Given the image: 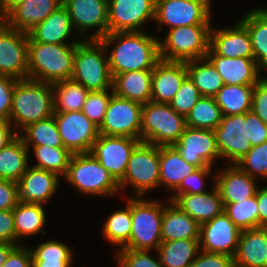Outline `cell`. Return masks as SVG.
<instances>
[{
    "mask_svg": "<svg viewBox=\"0 0 267 267\" xmlns=\"http://www.w3.org/2000/svg\"><path fill=\"white\" fill-rule=\"evenodd\" d=\"M64 178L88 196H111L120 192L118 182L90 152L73 154Z\"/></svg>",
    "mask_w": 267,
    "mask_h": 267,
    "instance_id": "ba28073f",
    "label": "cell"
},
{
    "mask_svg": "<svg viewBox=\"0 0 267 267\" xmlns=\"http://www.w3.org/2000/svg\"><path fill=\"white\" fill-rule=\"evenodd\" d=\"M210 3V0H155L154 20L158 22L157 30H162L161 24L169 26L170 29L211 25Z\"/></svg>",
    "mask_w": 267,
    "mask_h": 267,
    "instance_id": "30bf717a",
    "label": "cell"
},
{
    "mask_svg": "<svg viewBox=\"0 0 267 267\" xmlns=\"http://www.w3.org/2000/svg\"><path fill=\"white\" fill-rule=\"evenodd\" d=\"M200 98L201 94L198 88L194 85L191 79L187 77L169 105L178 114L186 117Z\"/></svg>",
    "mask_w": 267,
    "mask_h": 267,
    "instance_id": "7dc6e473",
    "label": "cell"
},
{
    "mask_svg": "<svg viewBox=\"0 0 267 267\" xmlns=\"http://www.w3.org/2000/svg\"><path fill=\"white\" fill-rule=\"evenodd\" d=\"M252 111L267 124V77H262L254 85Z\"/></svg>",
    "mask_w": 267,
    "mask_h": 267,
    "instance_id": "816d5d0a",
    "label": "cell"
},
{
    "mask_svg": "<svg viewBox=\"0 0 267 267\" xmlns=\"http://www.w3.org/2000/svg\"><path fill=\"white\" fill-rule=\"evenodd\" d=\"M60 176L54 172L28 166L18 183L22 203L43 204L56 194Z\"/></svg>",
    "mask_w": 267,
    "mask_h": 267,
    "instance_id": "ffe728a7",
    "label": "cell"
},
{
    "mask_svg": "<svg viewBox=\"0 0 267 267\" xmlns=\"http://www.w3.org/2000/svg\"><path fill=\"white\" fill-rule=\"evenodd\" d=\"M222 111L214 97L201 96L186 116L187 127L214 130L222 120Z\"/></svg>",
    "mask_w": 267,
    "mask_h": 267,
    "instance_id": "b9f144b4",
    "label": "cell"
},
{
    "mask_svg": "<svg viewBox=\"0 0 267 267\" xmlns=\"http://www.w3.org/2000/svg\"><path fill=\"white\" fill-rule=\"evenodd\" d=\"M30 249L32 267H70L72 265V249L66 244L50 240Z\"/></svg>",
    "mask_w": 267,
    "mask_h": 267,
    "instance_id": "f35d334b",
    "label": "cell"
},
{
    "mask_svg": "<svg viewBox=\"0 0 267 267\" xmlns=\"http://www.w3.org/2000/svg\"><path fill=\"white\" fill-rule=\"evenodd\" d=\"M29 149L17 135L0 151V179L18 182L26 172Z\"/></svg>",
    "mask_w": 267,
    "mask_h": 267,
    "instance_id": "1f68e13d",
    "label": "cell"
},
{
    "mask_svg": "<svg viewBox=\"0 0 267 267\" xmlns=\"http://www.w3.org/2000/svg\"><path fill=\"white\" fill-rule=\"evenodd\" d=\"M164 205L162 216V242L199 240L200 225L172 201Z\"/></svg>",
    "mask_w": 267,
    "mask_h": 267,
    "instance_id": "83f0119b",
    "label": "cell"
},
{
    "mask_svg": "<svg viewBox=\"0 0 267 267\" xmlns=\"http://www.w3.org/2000/svg\"><path fill=\"white\" fill-rule=\"evenodd\" d=\"M89 92L82 112L98 127L102 124L113 90Z\"/></svg>",
    "mask_w": 267,
    "mask_h": 267,
    "instance_id": "bcb514c9",
    "label": "cell"
},
{
    "mask_svg": "<svg viewBox=\"0 0 267 267\" xmlns=\"http://www.w3.org/2000/svg\"><path fill=\"white\" fill-rule=\"evenodd\" d=\"M54 115L52 84L32 79L17 80L10 111L9 122L20 130L29 124L47 119ZM15 124V125H14Z\"/></svg>",
    "mask_w": 267,
    "mask_h": 267,
    "instance_id": "3957f363",
    "label": "cell"
},
{
    "mask_svg": "<svg viewBox=\"0 0 267 267\" xmlns=\"http://www.w3.org/2000/svg\"><path fill=\"white\" fill-rule=\"evenodd\" d=\"M187 77L185 62L160 60L152 70L150 101L169 104Z\"/></svg>",
    "mask_w": 267,
    "mask_h": 267,
    "instance_id": "603a6c76",
    "label": "cell"
},
{
    "mask_svg": "<svg viewBox=\"0 0 267 267\" xmlns=\"http://www.w3.org/2000/svg\"><path fill=\"white\" fill-rule=\"evenodd\" d=\"M185 63L187 75L198 88L201 96L214 97L225 85L222 76L207 58Z\"/></svg>",
    "mask_w": 267,
    "mask_h": 267,
    "instance_id": "e575fe53",
    "label": "cell"
},
{
    "mask_svg": "<svg viewBox=\"0 0 267 267\" xmlns=\"http://www.w3.org/2000/svg\"><path fill=\"white\" fill-rule=\"evenodd\" d=\"M164 205L158 201L131 198L132 229L129 242L121 249L157 251L162 243L161 228Z\"/></svg>",
    "mask_w": 267,
    "mask_h": 267,
    "instance_id": "52a82bcc",
    "label": "cell"
},
{
    "mask_svg": "<svg viewBox=\"0 0 267 267\" xmlns=\"http://www.w3.org/2000/svg\"><path fill=\"white\" fill-rule=\"evenodd\" d=\"M213 176L223 204L242 202L255 196L258 189L256 180L235 164L224 167Z\"/></svg>",
    "mask_w": 267,
    "mask_h": 267,
    "instance_id": "7402d4cb",
    "label": "cell"
},
{
    "mask_svg": "<svg viewBox=\"0 0 267 267\" xmlns=\"http://www.w3.org/2000/svg\"><path fill=\"white\" fill-rule=\"evenodd\" d=\"M254 85H224L214 96L223 115L243 114L252 110Z\"/></svg>",
    "mask_w": 267,
    "mask_h": 267,
    "instance_id": "d590c367",
    "label": "cell"
},
{
    "mask_svg": "<svg viewBox=\"0 0 267 267\" xmlns=\"http://www.w3.org/2000/svg\"><path fill=\"white\" fill-rule=\"evenodd\" d=\"M28 33L0 21V75L28 79Z\"/></svg>",
    "mask_w": 267,
    "mask_h": 267,
    "instance_id": "5bb4252c",
    "label": "cell"
},
{
    "mask_svg": "<svg viewBox=\"0 0 267 267\" xmlns=\"http://www.w3.org/2000/svg\"><path fill=\"white\" fill-rule=\"evenodd\" d=\"M18 202V183L0 179V211L13 210Z\"/></svg>",
    "mask_w": 267,
    "mask_h": 267,
    "instance_id": "db71d44e",
    "label": "cell"
},
{
    "mask_svg": "<svg viewBox=\"0 0 267 267\" xmlns=\"http://www.w3.org/2000/svg\"><path fill=\"white\" fill-rule=\"evenodd\" d=\"M214 186L211 192L172 195L169 199L201 225L224 211V205L219 190L215 184Z\"/></svg>",
    "mask_w": 267,
    "mask_h": 267,
    "instance_id": "d4e9b609",
    "label": "cell"
},
{
    "mask_svg": "<svg viewBox=\"0 0 267 267\" xmlns=\"http://www.w3.org/2000/svg\"><path fill=\"white\" fill-rule=\"evenodd\" d=\"M206 58L222 76L225 85H255L262 78L254 59L226 58L217 55L210 47Z\"/></svg>",
    "mask_w": 267,
    "mask_h": 267,
    "instance_id": "cb8c5ba5",
    "label": "cell"
},
{
    "mask_svg": "<svg viewBox=\"0 0 267 267\" xmlns=\"http://www.w3.org/2000/svg\"><path fill=\"white\" fill-rule=\"evenodd\" d=\"M17 79L0 75V119L9 121L12 96Z\"/></svg>",
    "mask_w": 267,
    "mask_h": 267,
    "instance_id": "f907efd6",
    "label": "cell"
},
{
    "mask_svg": "<svg viewBox=\"0 0 267 267\" xmlns=\"http://www.w3.org/2000/svg\"><path fill=\"white\" fill-rule=\"evenodd\" d=\"M216 147L221 158L238 163L252 148L249 138V112L223 115L214 129Z\"/></svg>",
    "mask_w": 267,
    "mask_h": 267,
    "instance_id": "8fae6325",
    "label": "cell"
},
{
    "mask_svg": "<svg viewBox=\"0 0 267 267\" xmlns=\"http://www.w3.org/2000/svg\"><path fill=\"white\" fill-rule=\"evenodd\" d=\"M73 30L68 11L62 5L28 32V41L45 44H69L66 41Z\"/></svg>",
    "mask_w": 267,
    "mask_h": 267,
    "instance_id": "f1b7e54d",
    "label": "cell"
},
{
    "mask_svg": "<svg viewBox=\"0 0 267 267\" xmlns=\"http://www.w3.org/2000/svg\"><path fill=\"white\" fill-rule=\"evenodd\" d=\"M33 148L34 155L38 161L32 167L47 170L64 177L67 173L72 153L65 147H52L47 145L26 146Z\"/></svg>",
    "mask_w": 267,
    "mask_h": 267,
    "instance_id": "60d3db41",
    "label": "cell"
},
{
    "mask_svg": "<svg viewBox=\"0 0 267 267\" xmlns=\"http://www.w3.org/2000/svg\"><path fill=\"white\" fill-rule=\"evenodd\" d=\"M155 18V0H108V33L142 31Z\"/></svg>",
    "mask_w": 267,
    "mask_h": 267,
    "instance_id": "9a60e30c",
    "label": "cell"
},
{
    "mask_svg": "<svg viewBox=\"0 0 267 267\" xmlns=\"http://www.w3.org/2000/svg\"><path fill=\"white\" fill-rule=\"evenodd\" d=\"M224 212L240 231L259 227V207L255 196L234 204H223Z\"/></svg>",
    "mask_w": 267,
    "mask_h": 267,
    "instance_id": "ee69618b",
    "label": "cell"
},
{
    "mask_svg": "<svg viewBox=\"0 0 267 267\" xmlns=\"http://www.w3.org/2000/svg\"><path fill=\"white\" fill-rule=\"evenodd\" d=\"M209 47L226 58L254 59L250 33L240 21L232 28L215 30L211 27Z\"/></svg>",
    "mask_w": 267,
    "mask_h": 267,
    "instance_id": "44dd1931",
    "label": "cell"
},
{
    "mask_svg": "<svg viewBox=\"0 0 267 267\" xmlns=\"http://www.w3.org/2000/svg\"><path fill=\"white\" fill-rule=\"evenodd\" d=\"M249 138L252 147L267 141V124L252 110L249 111Z\"/></svg>",
    "mask_w": 267,
    "mask_h": 267,
    "instance_id": "11a10c76",
    "label": "cell"
},
{
    "mask_svg": "<svg viewBox=\"0 0 267 267\" xmlns=\"http://www.w3.org/2000/svg\"><path fill=\"white\" fill-rule=\"evenodd\" d=\"M211 25L180 26L168 30L159 40L160 59L170 62H189L206 58L210 43Z\"/></svg>",
    "mask_w": 267,
    "mask_h": 267,
    "instance_id": "8992f818",
    "label": "cell"
},
{
    "mask_svg": "<svg viewBox=\"0 0 267 267\" xmlns=\"http://www.w3.org/2000/svg\"><path fill=\"white\" fill-rule=\"evenodd\" d=\"M62 5L63 0H25L3 21L10 28L28 33Z\"/></svg>",
    "mask_w": 267,
    "mask_h": 267,
    "instance_id": "4316f807",
    "label": "cell"
},
{
    "mask_svg": "<svg viewBox=\"0 0 267 267\" xmlns=\"http://www.w3.org/2000/svg\"><path fill=\"white\" fill-rule=\"evenodd\" d=\"M159 166L160 186L169 192L174 191L185 177L198 169L187 163L173 145L159 146Z\"/></svg>",
    "mask_w": 267,
    "mask_h": 267,
    "instance_id": "4dcf8cb0",
    "label": "cell"
},
{
    "mask_svg": "<svg viewBox=\"0 0 267 267\" xmlns=\"http://www.w3.org/2000/svg\"><path fill=\"white\" fill-rule=\"evenodd\" d=\"M101 41L107 50L115 45L108 55L112 78L128 71L153 70L161 60L159 39L144 31L108 33Z\"/></svg>",
    "mask_w": 267,
    "mask_h": 267,
    "instance_id": "6da1fadb",
    "label": "cell"
},
{
    "mask_svg": "<svg viewBox=\"0 0 267 267\" xmlns=\"http://www.w3.org/2000/svg\"><path fill=\"white\" fill-rule=\"evenodd\" d=\"M12 213L14 216L16 245H20L18 240L24 237L35 236L39 232L46 233L42 230L47 221L43 204L22 203L19 201Z\"/></svg>",
    "mask_w": 267,
    "mask_h": 267,
    "instance_id": "836d02e7",
    "label": "cell"
},
{
    "mask_svg": "<svg viewBox=\"0 0 267 267\" xmlns=\"http://www.w3.org/2000/svg\"><path fill=\"white\" fill-rule=\"evenodd\" d=\"M16 244L10 242H0V267L4 264L10 252L16 247Z\"/></svg>",
    "mask_w": 267,
    "mask_h": 267,
    "instance_id": "6125c7cd",
    "label": "cell"
},
{
    "mask_svg": "<svg viewBox=\"0 0 267 267\" xmlns=\"http://www.w3.org/2000/svg\"><path fill=\"white\" fill-rule=\"evenodd\" d=\"M140 142L136 138L100 134L90 153L119 182L125 175L131 153Z\"/></svg>",
    "mask_w": 267,
    "mask_h": 267,
    "instance_id": "2e32d148",
    "label": "cell"
},
{
    "mask_svg": "<svg viewBox=\"0 0 267 267\" xmlns=\"http://www.w3.org/2000/svg\"><path fill=\"white\" fill-rule=\"evenodd\" d=\"M106 51L101 40L82 39L77 43L71 80L89 92L112 90L113 78Z\"/></svg>",
    "mask_w": 267,
    "mask_h": 267,
    "instance_id": "277c9868",
    "label": "cell"
},
{
    "mask_svg": "<svg viewBox=\"0 0 267 267\" xmlns=\"http://www.w3.org/2000/svg\"><path fill=\"white\" fill-rule=\"evenodd\" d=\"M2 267H32V253L30 248L17 245L10 252Z\"/></svg>",
    "mask_w": 267,
    "mask_h": 267,
    "instance_id": "9f6ffc18",
    "label": "cell"
},
{
    "mask_svg": "<svg viewBox=\"0 0 267 267\" xmlns=\"http://www.w3.org/2000/svg\"><path fill=\"white\" fill-rule=\"evenodd\" d=\"M64 147L72 154L91 152L99 137V127L82 111L54 113Z\"/></svg>",
    "mask_w": 267,
    "mask_h": 267,
    "instance_id": "4fadbf2b",
    "label": "cell"
},
{
    "mask_svg": "<svg viewBox=\"0 0 267 267\" xmlns=\"http://www.w3.org/2000/svg\"><path fill=\"white\" fill-rule=\"evenodd\" d=\"M115 252L120 267H163L159 256L153 258L149 250L117 249Z\"/></svg>",
    "mask_w": 267,
    "mask_h": 267,
    "instance_id": "c3c4849f",
    "label": "cell"
},
{
    "mask_svg": "<svg viewBox=\"0 0 267 267\" xmlns=\"http://www.w3.org/2000/svg\"><path fill=\"white\" fill-rule=\"evenodd\" d=\"M233 259L238 267H267V227L241 231Z\"/></svg>",
    "mask_w": 267,
    "mask_h": 267,
    "instance_id": "484cf974",
    "label": "cell"
},
{
    "mask_svg": "<svg viewBox=\"0 0 267 267\" xmlns=\"http://www.w3.org/2000/svg\"><path fill=\"white\" fill-rule=\"evenodd\" d=\"M143 104L119 97L113 93L99 134L131 137L141 140V117Z\"/></svg>",
    "mask_w": 267,
    "mask_h": 267,
    "instance_id": "7c38bea8",
    "label": "cell"
},
{
    "mask_svg": "<svg viewBox=\"0 0 267 267\" xmlns=\"http://www.w3.org/2000/svg\"><path fill=\"white\" fill-rule=\"evenodd\" d=\"M120 191L128 184L137 193L135 197L143 195L160 187L159 146L140 142L131 153L125 175L118 182Z\"/></svg>",
    "mask_w": 267,
    "mask_h": 267,
    "instance_id": "9c48e42d",
    "label": "cell"
},
{
    "mask_svg": "<svg viewBox=\"0 0 267 267\" xmlns=\"http://www.w3.org/2000/svg\"><path fill=\"white\" fill-rule=\"evenodd\" d=\"M186 117L169 104L149 101L142 106L141 141L156 146H172L179 141Z\"/></svg>",
    "mask_w": 267,
    "mask_h": 267,
    "instance_id": "5b68a950",
    "label": "cell"
},
{
    "mask_svg": "<svg viewBox=\"0 0 267 267\" xmlns=\"http://www.w3.org/2000/svg\"><path fill=\"white\" fill-rule=\"evenodd\" d=\"M76 39L70 44L28 42V79L54 84L71 79Z\"/></svg>",
    "mask_w": 267,
    "mask_h": 267,
    "instance_id": "7a4b0ae2",
    "label": "cell"
},
{
    "mask_svg": "<svg viewBox=\"0 0 267 267\" xmlns=\"http://www.w3.org/2000/svg\"><path fill=\"white\" fill-rule=\"evenodd\" d=\"M103 235L109 242L123 248L131 235V199L127 200L126 209L114 211L103 225Z\"/></svg>",
    "mask_w": 267,
    "mask_h": 267,
    "instance_id": "7bdbcfd3",
    "label": "cell"
},
{
    "mask_svg": "<svg viewBox=\"0 0 267 267\" xmlns=\"http://www.w3.org/2000/svg\"><path fill=\"white\" fill-rule=\"evenodd\" d=\"M251 37L254 60L260 70H267V9H252L239 20Z\"/></svg>",
    "mask_w": 267,
    "mask_h": 267,
    "instance_id": "d6a6232c",
    "label": "cell"
},
{
    "mask_svg": "<svg viewBox=\"0 0 267 267\" xmlns=\"http://www.w3.org/2000/svg\"><path fill=\"white\" fill-rule=\"evenodd\" d=\"M22 131L18 135L23 139L26 146L64 147L54 116L29 124Z\"/></svg>",
    "mask_w": 267,
    "mask_h": 267,
    "instance_id": "ab89813d",
    "label": "cell"
},
{
    "mask_svg": "<svg viewBox=\"0 0 267 267\" xmlns=\"http://www.w3.org/2000/svg\"><path fill=\"white\" fill-rule=\"evenodd\" d=\"M73 29L81 34L90 28L96 31L87 40H101L108 34V0H63Z\"/></svg>",
    "mask_w": 267,
    "mask_h": 267,
    "instance_id": "e0dca14e",
    "label": "cell"
},
{
    "mask_svg": "<svg viewBox=\"0 0 267 267\" xmlns=\"http://www.w3.org/2000/svg\"><path fill=\"white\" fill-rule=\"evenodd\" d=\"M235 165L254 179L258 175L267 180V141L253 146Z\"/></svg>",
    "mask_w": 267,
    "mask_h": 267,
    "instance_id": "f6af8a7d",
    "label": "cell"
},
{
    "mask_svg": "<svg viewBox=\"0 0 267 267\" xmlns=\"http://www.w3.org/2000/svg\"><path fill=\"white\" fill-rule=\"evenodd\" d=\"M152 70H134L115 75L113 93L119 97L146 104L151 100Z\"/></svg>",
    "mask_w": 267,
    "mask_h": 267,
    "instance_id": "f546056e",
    "label": "cell"
},
{
    "mask_svg": "<svg viewBox=\"0 0 267 267\" xmlns=\"http://www.w3.org/2000/svg\"><path fill=\"white\" fill-rule=\"evenodd\" d=\"M212 169L213 168H198L188 177H185L171 195L201 194L207 192L203 190L204 179L208 177V175L210 176Z\"/></svg>",
    "mask_w": 267,
    "mask_h": 267,
    "instance_id": "681fc988",
    "label": "cell"
},
{
    "mask_svg": "<svg viewBox=\"0 0 267 267\" xmlns=\"http://www.w3.org/2000/svg\"><path fill=\"white\" fill-rule=\"evenodd\" d=\"M25 0H0V21H3L16 7Z\"/></svg>",
    "mask_w": 267,
    "mask_h": 267,
    "instance_id": "94428289",
    "label": "cell"
},
{
    "mask_svg": "<svg viewBox=\"0 0 267 267\" xmlns=\"http://www.w3.org/2000/svg\"><path fill=\"white\" fill-rule=\"evenodd\" d=\"M199 251V240L166 241L157 249L163 267H189Z\"/></svg>",
    "mask_w": 267,
    "mask_h": 267,
    "instance_id": "8d00e7d4",
    "label": "cell"
},
{
    "mask_svg": "<svg viewBox=\"0 0 267 267\" xmlns=\"http://www.w3.org/2000/svg\"><path fill=\"white\" fill-rule=\"evenodd\" d=\"M173 146L187 163L198 168H212L215 159L220 158L214 130L186 127Z\"/></svg>",
    "mask_w": 267,
    "mask_h": 267,
    "instance_id": "ac0fdd59",
    "label": "cell"
},
{
    "mask_svg": "<svg viewBox=\"0 0 267 267\" xmlns=\"http://www.w3.org/2000/svg\"><path fill=\"white\" fill-rule=\"evenodd\" d=\"M240 232L223 211L220 215L200 225V250L234 257Z\"/></svg>",
    "mask_w": 267,
    "mask_h": 267,
    "instance_id": "d6986e66",
    "label": "cell"
},
{
    "mask_svg": "<svg viewBox=\"0 0 267 267\" xmlns=\"http://www.w3.org/2000/svg\"><path fill=\"white\" fill-rule=\"evenodd\" d=\"M11 127L9 121L0 119V151L18 135Z\"/></svg>",
    "mask_w": 267,
    "mask_h": 267,
    "instance_id": "91938a15",
    "label": "cell"
},
{
    "mask_svg": "<svg viewBox=\"0 0 267 267\" xmlns=\"http://www.w3.org/2000/svg\"><path fill=\"white\" fill-rule=\"evenodd\" d=\"M200 255L196 256V259L189 267H233V257L221 253L206 252L200 250Z\"/></svg>",
    "mask_w": 267,
    "mask_h": 267,
    "instance_id": "f5cc1de1",
    "label": "cell"
},
{
    "mask_svg": "<svg viewBox=\"0 0 267 267\" xmlns=\"http://www.w3.org/2000/svg\"><path fill=\"white\" fill-rule=\"evenodd\" d=\"M0 242L16 244L12 210L0 211Z\"/></svg>",
    "mask_w": 267,
    "mask_h": 267,
    "instance_id": "6f0895ef",
    "label": "cell"
},
{
    "mask_svg": "<svg viewBox=\"0 0 267 267\" xmlns=\"http://www.w3.org/2000/svg\"><path fill=\"white\" fill-rule=\"evenodd\" d=\"M54 113L82 111L89 91L69 79L52 84Z\"/></svg>",
    "mask_w": 267,
    "mask_h": 267,
    "instance_id": "74e56055",
    "label": "cell"
},
{
    "mask_svg": "<svg viewBox=\"0 0 267 267\" xmlns=\"http://www.w3.org/2000/svg\"><path fill=\"white\" fill-rule=\"evenodd\" d=\"M256 199L259 207V227H267V185L258 187Z\"/></svg>",
    "mask_w": 267,
    "mask_h": 267,
    "instance_id": "680465c9",
    "label": "cell"
}]
</instances>
